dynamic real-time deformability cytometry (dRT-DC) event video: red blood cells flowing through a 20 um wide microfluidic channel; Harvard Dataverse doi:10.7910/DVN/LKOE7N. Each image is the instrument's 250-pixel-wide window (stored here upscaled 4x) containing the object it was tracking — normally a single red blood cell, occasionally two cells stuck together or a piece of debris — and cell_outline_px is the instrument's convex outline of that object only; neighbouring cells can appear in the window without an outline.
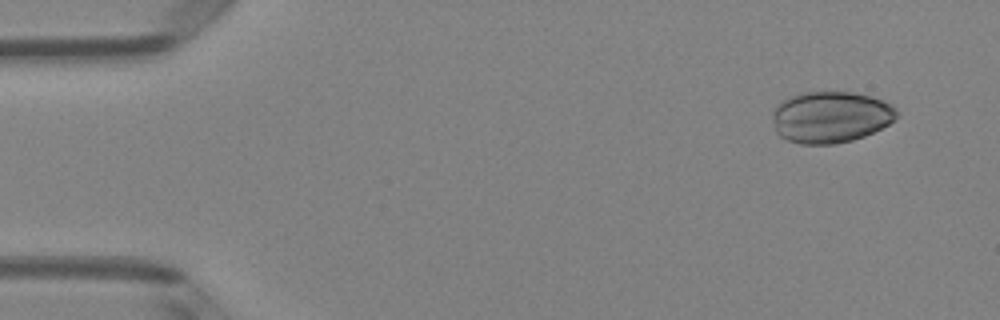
{"species": "Egyptian fruit bat (a non-hibernating species)", "species_latin": "Rousettus aegyptiacus", "temperature_condition": "room temperature", "stored_images_in_passage": 50, "camera_frame_rate_fps": 3000, "um_per_image_px": 0.085, "animal": {"sex": "female"}, "frame": {"image": 1, "passage_image": 4, "time_ms": 1.0, "image_size_px": [1000, 320], "cell_outline_px": [[896, 116], [888, 124], [864, 136], [852, 140], [836, 144], [800, 144], [784, 140], [776, 132], [772, 120], [772, 112], [780, 100], [804, 92], [852, 92], [872, 96], [892, 104], [896, 108]], "centroid_in_image_um": [70.56, 9.95], "position_along_channel_um": 14.4, "area_um2": 37.45}}
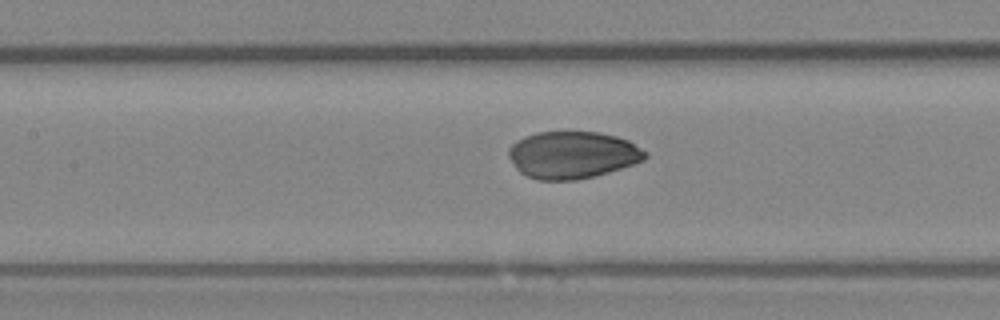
{"frame": {"image": 2, "passage_image": 23, "time_ms": 7.333, "image_size_px": [1000, 320], "cell_outline_px": [[648, 156], [644, 160], [608, 172], [576, 180], [536, 180], [520, 172], [516, 168], [508, 156], [508, 148], [516, 140], [524, 136], [536, 132], [600, 132], [616, 136], [628, 140], [648, 152]], "centroid_in_image_um": [48.64, 13.16], "position_along_channel_um": 158.8, "area_um2": 37.57}}
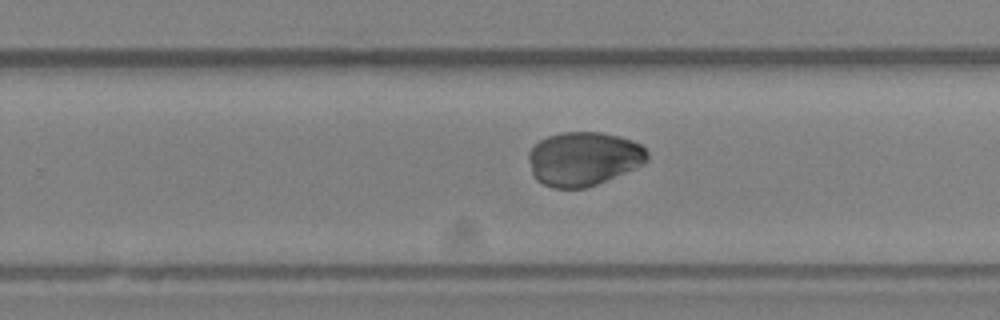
{"frame": {"image": 3, "passage_image": 32, "time_ms": 10.333, "image_size_px": [1000, 320], "cell_outline_px": [[648, 160], [644, 164], [636, 168], [596, 184], [584, 188], [552, 188], [536, 180], [532, 176], [528, 160], [528, 152], [540, 140], [548, 136], [560, 132], [600, 132], [620, 136], [632, 140], [640, 144], [648, 152]], "centroid_in_image_um": [49.59, 13.49], "position_along_channel_um": 280.2, "area_um2": 37.51}}